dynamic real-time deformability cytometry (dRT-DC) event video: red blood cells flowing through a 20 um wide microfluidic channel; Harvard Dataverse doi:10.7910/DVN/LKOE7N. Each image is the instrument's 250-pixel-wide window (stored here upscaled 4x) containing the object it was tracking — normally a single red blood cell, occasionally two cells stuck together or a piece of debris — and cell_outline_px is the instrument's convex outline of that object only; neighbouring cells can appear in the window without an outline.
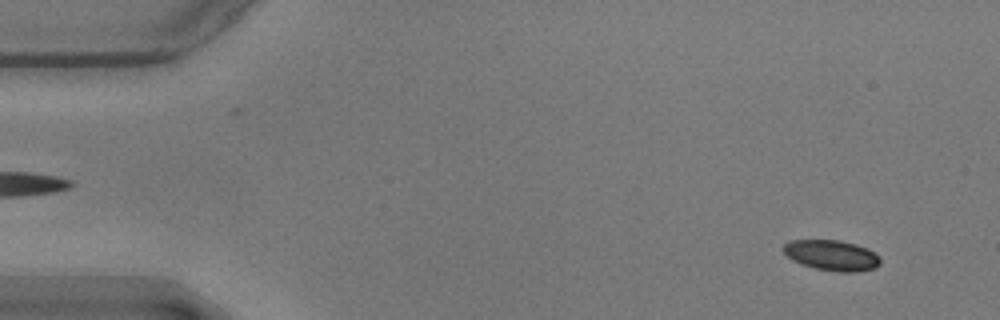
{"species": "common noctule bat (a hibernating species)", "species_latin": "Nyctalus noctula", "temperature_condition": "warm", "stored_images_in_passage": 56, "camera_frame_rate_fps": 3000, "um_per_image_px": 0.085, "animal": {"sex": "male", "body_mass_g": 17.9}, "frame": {"image": 1, "passage_image": 4, "time_ms": 1.0, "image_size_px": [1000, 320], "cell_outline_px": [[880, 264], [876, 268], [856, 272], [840, 272], [816, 268], [800, 264], [792, 260], [780, 248], [788, 240], [840, 240], [856, 244], [868, 248], [876, 252], [880, 256]], "centroid_in_image_um": [70.71, 21.69], "position_along_channel_um": 14.3, "area_um2": 17.51}}
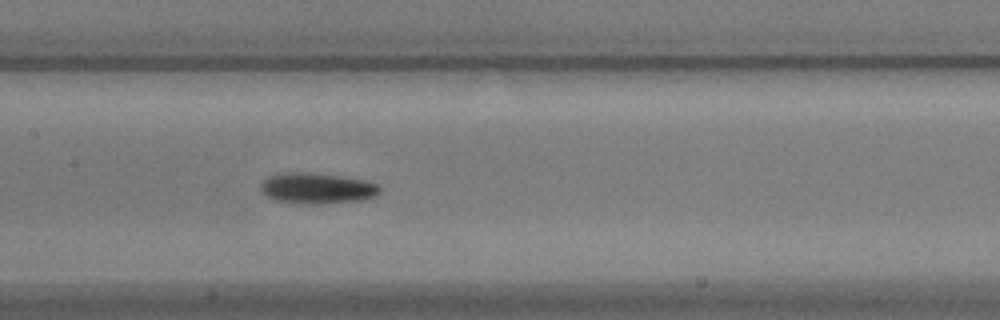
{"frame": {"image": 2, "passage_image": 27, "time_ms": 8.667, "image_size_px": [1000, 320], "cell_outline_px": [[380, 192], [376, 196], [360, 200], [320, 204], [308, 204], [272, 200], [260, 192], [260, 184], [268, 176], [280, 172], [308, 172], [344, 176], [364, 180], [380, 184]], "centroid_in_image_um": [26.92, 15.99], "position_along_channel_um": 180.5, "area_um2": 21.79}}
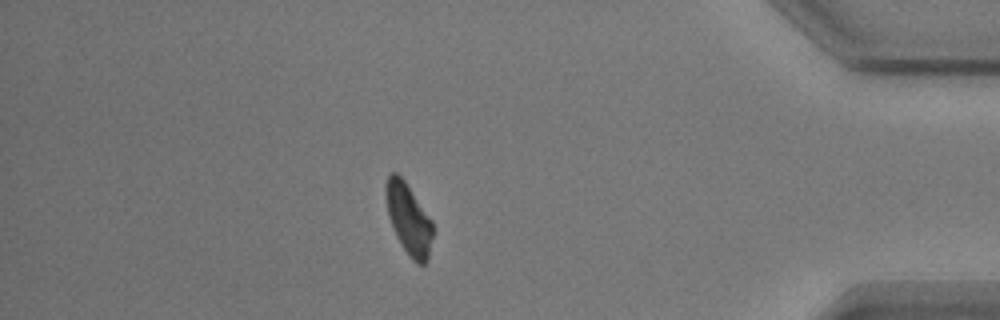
{"frame": {"image": 3, "passage_image": 49, "time_ms": 16.0, "image_size_px": [1000, 320], "cell_outline_px": [[432, 236], [428, 260], [424, 264], [416, 264], [408, 256], [396, 236], [388, 216], [384, 196], [384, 184], [388, 176], [392, 172], [396, 172], [404, 180], [432, 220]], "centroid_in_image_um": [34.7, 18.61], "position_along_channel_um": 400.5, "area_um2": 19.54}, "authors_computed_cell_mechanics": {"area_um2": 19.363, "velocity_mm_per_s": 3.5496, "shape_relaxation_time_tau1_ms": 2.7916, "shape_relaxation_time_tau2_ms": 10.0701, "deformation_change_tau1": 0.1301, "deformation_change_tau2": 0.17}}